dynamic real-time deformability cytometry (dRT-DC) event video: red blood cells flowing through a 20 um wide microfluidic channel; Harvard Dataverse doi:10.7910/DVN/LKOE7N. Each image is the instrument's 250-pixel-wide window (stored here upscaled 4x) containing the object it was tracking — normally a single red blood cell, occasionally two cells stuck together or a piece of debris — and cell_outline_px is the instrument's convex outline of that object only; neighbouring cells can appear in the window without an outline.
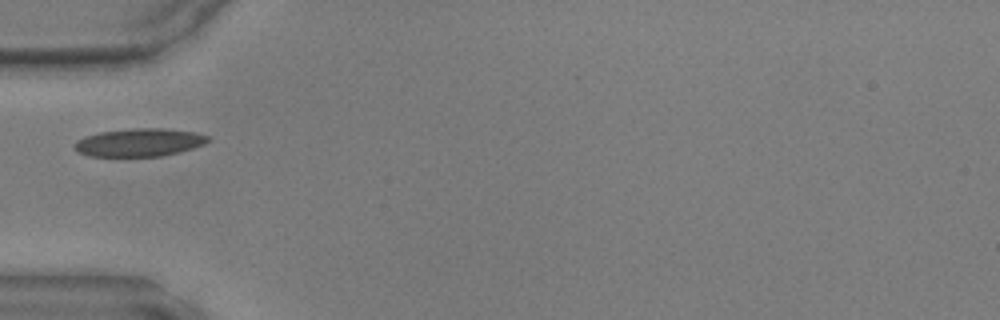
{"species": "common noctule bat (a hibernating species)", "species_latin": "Nyctalus noctula", "temperature_condition": "warm", "stored_images_in_passage": 21, "camera_frame_rate_fps": 3000, "um_per_image_px": 0.085, "animal": {"sex": "male", "body_mass_g": 17.9, "forearm_length_mm": 54.2}, "frame": {"image": 1, "passage_image": 1, "time_ms": 0.0, "image_size_px": [1000, 320], "cell_outline_px": [[212, 140], [204, 144], [180, 152], [160, 156], [88, 156], [72, 148], [76, 140], [84, 136], [100, 132], [132, 128], [164, 128], [196, 132], [212, 136]], "centroid_in_image_um": [11.87, 12.1], "position_along_channel_um": 73.1, "area_um2": 22.02}}
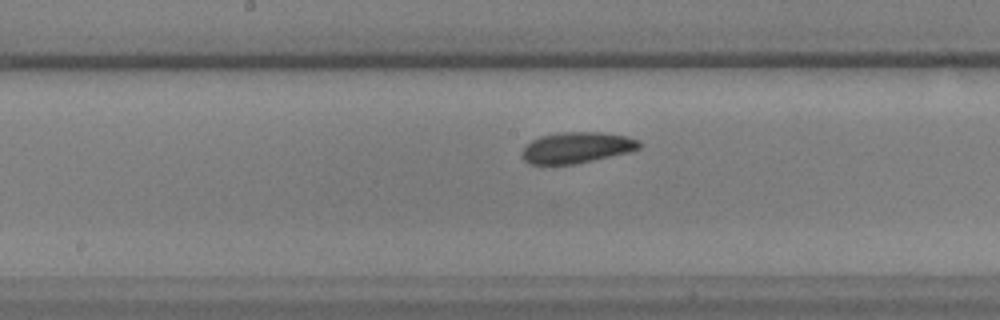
{"frame": {"image": 2, "passage_image": 10, "time_ms": 3.0, "image_size_px": [1000, 320], "cell_outline_px": [[640, 148], [628, 152], [576, 164], [528, 164], [520, 156], [520, 152], [532, 140], [540, 136], [560, 132], [600, 132], [624, 136], [640, 140]], "centroid_in_image_um": [48.98, 12.55], "position_along_channel_um": 199.2, "area_um2": 21.15}}
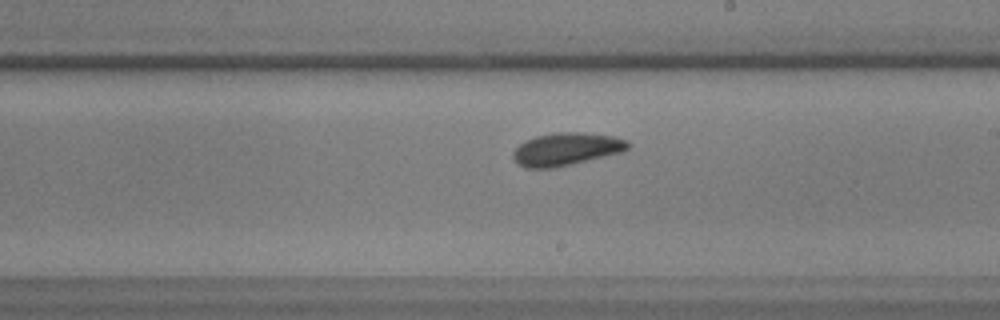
{"frame": {"image": 3, "passage_image": 13, "time_ms": 4.0, "image_size_px": [1000, 320], "cell_outline_px": [[632, 144], [624, 152], [552, 168], [524, 168], [516, 164], [512, 156], [512, 152], [520, 144], [536, 136], [556, 132], [584, 132], [616, 136]], "centroid_in_image_um": [48.14, 12.67], "position_along_channel_um": 240.9, "area_um2": 22.02}}